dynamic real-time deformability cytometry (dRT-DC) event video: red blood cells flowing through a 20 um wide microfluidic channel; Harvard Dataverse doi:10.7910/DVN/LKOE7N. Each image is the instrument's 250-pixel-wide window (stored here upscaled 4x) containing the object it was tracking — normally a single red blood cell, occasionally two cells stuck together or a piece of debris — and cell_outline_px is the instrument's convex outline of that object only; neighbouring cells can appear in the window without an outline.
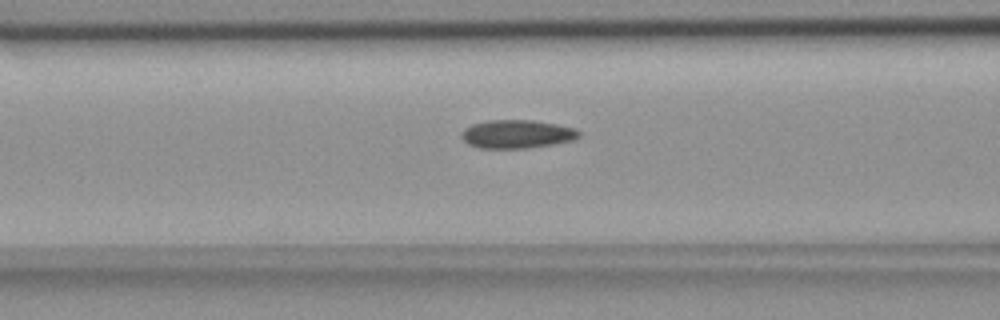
{"species": "common noctule bat (a hibernating species)", "species_latin": "Nyctalus noctula", "temperature_condition": "room temperature", "stored_images_in_passage": 33, "camera_frame_rate_fps": 3000, "um_per_image_px": 0.085, "animal": {"sex": "female", "body_mass_g": 18.4}, "frame": {"image": 1, "passage_image": 5, "time_ms": 1.333, "image_size_px": [1000, 320], "cell_outline_px": [[580, 136], [572, 140], [552, 144], [524, 148], [480, 148], [468, 144], [460, 136], [460, 132], [464, 128], [472, 124], [488, 120], [532, 120], [556, 124], [576, 128], [580, 132]], "centroid_in_image_um": [43.91, 11.39], "position_along_channel_um": 122.7, "area_um2": 19.42}}
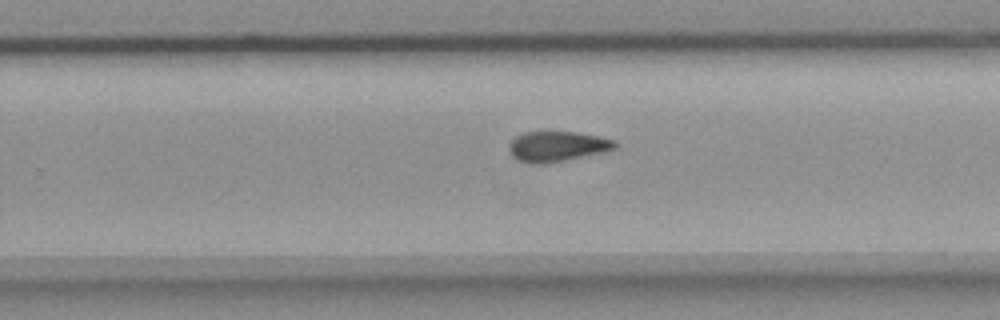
{"frame": {"image": 2, "passage_image": 18, "time_ms": 5.667, "image_size_px": [1000, 320], "cell_outline_px": [[616, 148], [604, 152], [544, 164], [532, 164], [520, 160], [512, 156], [508, 152], [508, 144], [516, 136], [524, 132], [576, 132], [616, 140]], "centroid_in_image_um": [47.33, 12.44], "position_along_channel_um": 282.5, "area_um2": 18.61}}
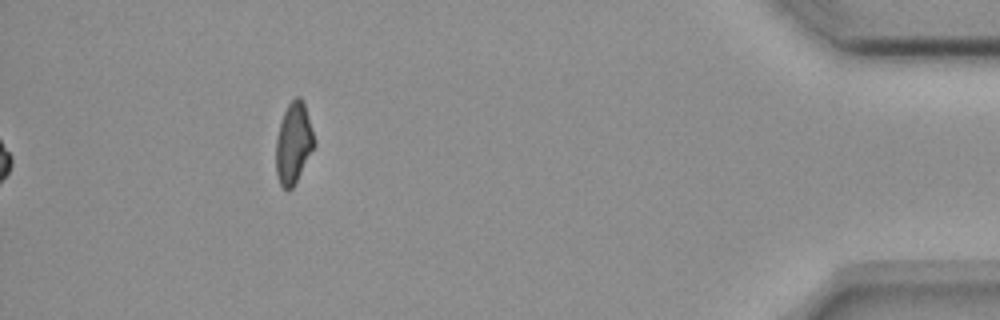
{"frame": {"image": 3, "passage_image": 33, "time_ms": 10.667, "image_size_px": [1000, 320], "cell_outline_px": [[316, 144], [292, 188], [288, 192], [280, 184], [276, 176], [276, 140], [280, 124], [284, 112], [288, 104], [296, 96], [300, 96], [304, 100], [316, 140]], "centroid_in_image_um": [24.96, 12.14], "position_along_channel_um": 410.2, "area_um2": 18.21}}